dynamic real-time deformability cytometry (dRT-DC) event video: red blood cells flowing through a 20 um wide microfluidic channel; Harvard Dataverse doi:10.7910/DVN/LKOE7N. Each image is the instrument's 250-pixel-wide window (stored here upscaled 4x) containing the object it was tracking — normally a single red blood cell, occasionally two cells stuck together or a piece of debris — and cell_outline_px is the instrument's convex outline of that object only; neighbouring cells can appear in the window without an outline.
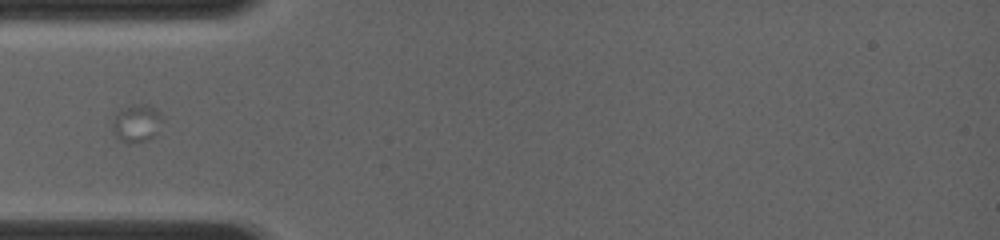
{"species": "common noctule bat (a hibernating species)", "species_latin": "Nyctalus noctula", "temperature_condition": "room temperature", "stored_images_in_passage": 11, "camera_frame_rate_fps": 4000, "um_per_image_px": 0.085, "animal": {"sex": "female", "body_mass_g": 19.0, "forearm_length_mm": 56.7}, "frame": {"image": 1, "passage_image": 1, "time_ms": 0.0, "image_size_px": [1000, 240], "cell_outline_px": [[164, 120], [156, 132], [148, 140], [120, 140], [116, 136], [112, 128], [112, 124], [120, 108], [140, 104], [148, 104], [160, 112]], "centroid_in_image_um": [11.65, 10.42], "position_along_channel_um": 73.4, "area_um2": 10.52}}